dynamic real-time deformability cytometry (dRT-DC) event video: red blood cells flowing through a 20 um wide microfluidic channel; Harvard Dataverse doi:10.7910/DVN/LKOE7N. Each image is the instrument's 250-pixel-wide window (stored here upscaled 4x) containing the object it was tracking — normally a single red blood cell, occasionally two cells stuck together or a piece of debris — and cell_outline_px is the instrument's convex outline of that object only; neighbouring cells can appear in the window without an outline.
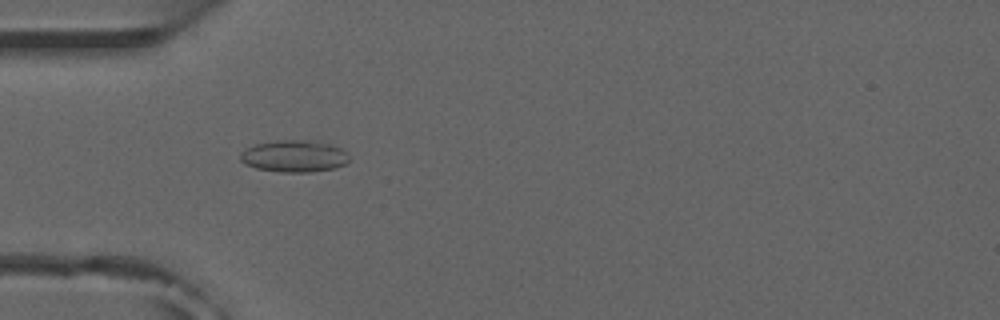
{"species": "common noctule bat (a hibernating species)", "species_latin": "Nyctalus noctula", "temperature_condition": "room temperature", "stored_images_in_passage": 6, "camera_frame_rate_fps": 3000, "um_per_image_px": 0.085, "animal": {"sex": "male", "forearm_length_mm": 52.5}, "frame": {"image": 1, "passage_image": 2, "time_ms": 0.333, "image_size_px": [1000, 320], "cell_outline_px": [[348, 160], [344, 164], [336, 168], [308, 172], [280, 172], [256, 168], [244, 164], [240, 160], [240, 152], [244, 148], [256, 144], [276, 140], [312, 140], [332, 144], [340, 148], [348, 156]], "centroid_in_image_um": [24.96, 13.26], "position_along_channel_um": 60.0, "area_um2": 20.35}}
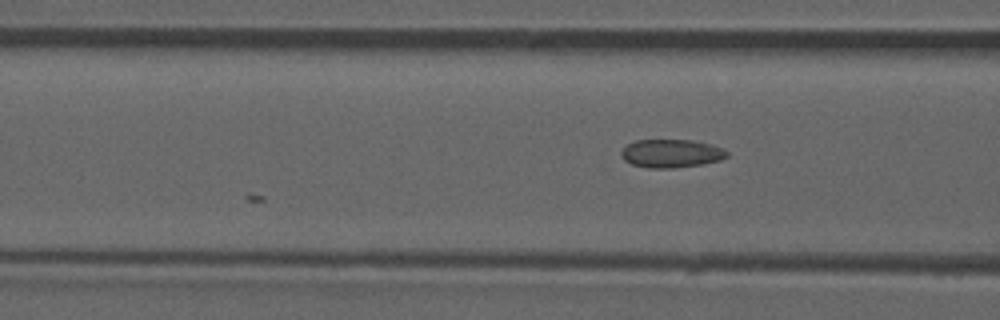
{"frame": {"image": 2, "passage_image": 6, "time_ms": 1.667, "image_size_px": [1000, 320], "cell_outline_px": [[728, 156], [720, 160], [700, 164], [672, 168], [648, 168], [632, 164], [624, 160], [620, 156], [620, 152], [628, 144], [636, 140], [688, 140], [708, 144], [724, 148], [728, 152]], "centroid_in_image_um": [57.03, 13.04], "position_along_channel_um": 109.6, "area_um2": 17.28}}